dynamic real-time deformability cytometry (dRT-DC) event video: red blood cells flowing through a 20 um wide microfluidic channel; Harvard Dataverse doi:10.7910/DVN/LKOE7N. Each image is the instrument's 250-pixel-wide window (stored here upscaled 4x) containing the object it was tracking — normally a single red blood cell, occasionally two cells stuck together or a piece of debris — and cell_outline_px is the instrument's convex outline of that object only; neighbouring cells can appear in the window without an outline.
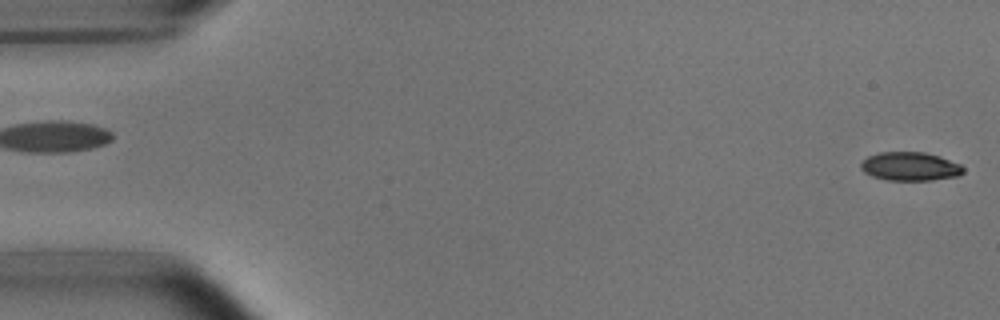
{"species": "common noctule bat (a hibernating species)", "species_latin": "Nyctalus noctula", "temperature_condition": "room temperature", "stored_images_in_passage": 4, "segment_of_instrument_passage": [2, 2], "camera_frame_rate_fps": 3000, "um_per_image_px": 0.085, "animal": {"sex": "male", "body_mass_g": 15.6}, "frame": {"image": 1, "passage_image": 4, "time_ms": 1.0, "image_size_px": [1000, 320], "cell_outline_px": [[964, 172], [960, 176], [932, 180], [888, 180], [872, 176], [864, 172], [860, 168], [860, 164], [868, 156], [880, 152], [924, 152], [940, 156], [960, 164], [964, 168]], "centroid_in_image_um": [77.38, 14.15], "position_along_channel_um": 7.6, "area_um2": 17.17}}